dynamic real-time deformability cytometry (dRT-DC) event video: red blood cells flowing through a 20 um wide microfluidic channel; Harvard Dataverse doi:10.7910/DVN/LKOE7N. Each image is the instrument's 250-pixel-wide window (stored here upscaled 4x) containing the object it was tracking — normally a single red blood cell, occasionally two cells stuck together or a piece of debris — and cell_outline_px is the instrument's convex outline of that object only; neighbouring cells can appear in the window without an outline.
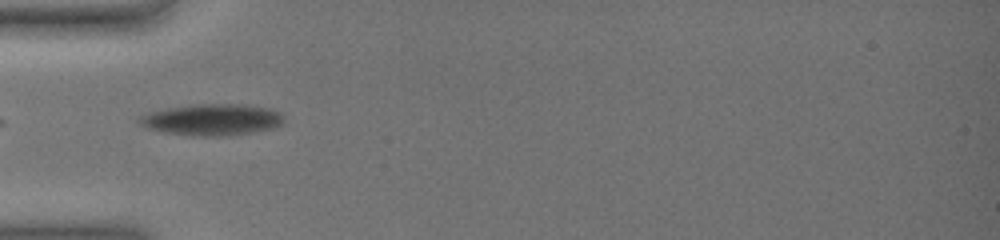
{"species": "common noctule bat (a hibernating species)", "species_latin": "Nyctalus noctula", "temperature_condition": "warm", "stored_images_in_passage": 37, "camera_frame_rate_fps": 3000, "um_per_image_px": 0.085, "animal": {"sex": "female", "body_mass_g": 19.0, "forearm_length_mm": 51.5}, "frame": {"image": 1, "passage_image": 1, "time_ms": 0.0, "image_size_px": [1000, 240], "cell_outline_px": [[280, 124], [268, 128], [228, 136], [184, 136], [160, 132], [144, 124], [140, 120], [144, 116], [168, 108], [196, 104], [236, 104], [264, 108], [276, 112], [280, 116]], "centroid_in_image_um": [17.98, 10.19], "position_along_channel_um": 67.0, "area_um2": 25.26}}
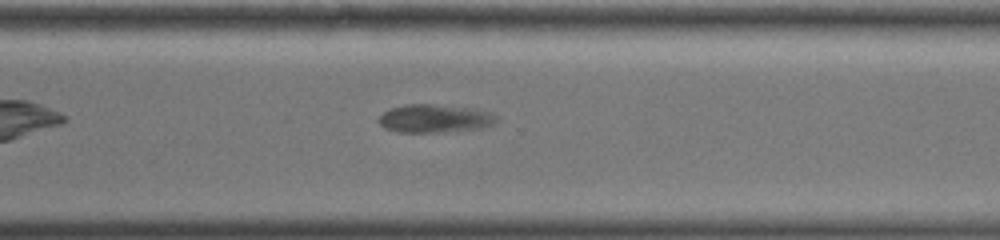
{"frame": {"image": 2, "passage_image": 24, "time_ms": 7.667, "image_size_px": [1000, 240], "cell_outline_px": [[496, 120], [488, 128], [436, 132], [396, 132], [384, 128], [380, 124], [380, 116], [384, 112], [392, 108], [404, 104], [432, 104], [464, 108], [488, 112], [496, 116]], "centroid_in_image_um": [36.92, 10.09], "position_along_channel_um": 333.7, "area_um2": 19.02}}
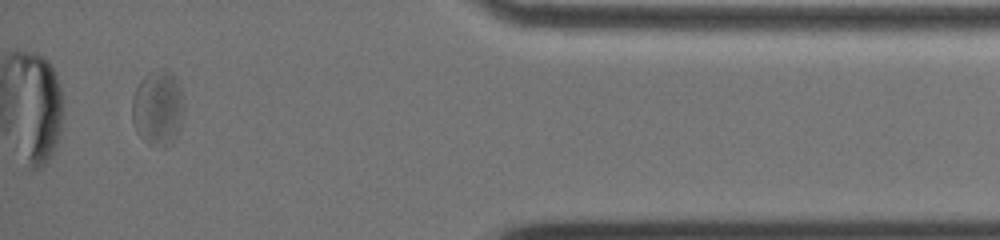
{"frame": {"image": 3, "passage_image": 34, "time_ms": 11.0, "image_size_px": [1000, 240], "cell_outline_px": [[184, 112], [180, 128], [172, 144], [164, 148], [156, 148], [148, 144], [136, 132], [132, 120], [132, 96], [140, 80], [144, 76], [164, 68], [168, 68], [172, 72], [180, 88], [184, 104]], "centroid_in_image_um": [13.43, 9.22], "position_along_channel_um": 421.8, "area_um2": 23.24}, "authors_computed_cell_mechanics": {"area_um2": 22.831, "velocity_mm_per_s": 3.5011, "shape_relaxation_time_tau1_ms": 0.4942, "shape_relaxation_time_tau2_ms": null, "deformation_change_tau1": 0.0501, "deformation_change_tau2": null}}